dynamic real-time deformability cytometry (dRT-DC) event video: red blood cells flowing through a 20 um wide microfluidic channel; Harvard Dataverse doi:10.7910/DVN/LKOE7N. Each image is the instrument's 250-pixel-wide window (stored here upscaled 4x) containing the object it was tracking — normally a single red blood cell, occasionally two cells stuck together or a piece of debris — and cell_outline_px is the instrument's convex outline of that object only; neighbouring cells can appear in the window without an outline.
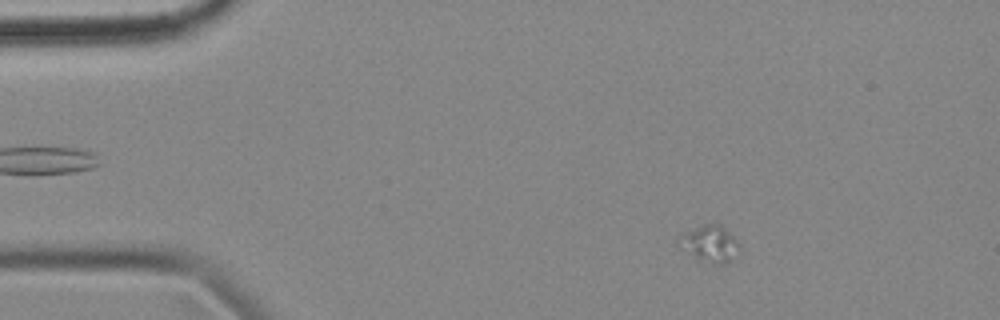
{"species": "common noctule bat (a hibernating species)", "species_latin": "Nyctalus noctula", "temperature_condition": "cold", "stored_images_in_passage": 56, "camera_frame_rate_fps": 3000, "um_per_image_px": 0.085, "animal": {"sex": "female", "body_mass_g": 18.4}, "frame": {"image": 1, "passage_image": 7, "time_ms": 2.0, "image_size_px": [1000, 320], "cell_outline_px": [[740, 252], [724, 264], [716, 264], [696, 260], [676, 244], [676, 240], [688, 232], [704, 224], [720, 224], [740, 244]], "centroid_in_image_um": [60.33, 20.76], "position_along_channel_um": 24.7, "area_um2": 12.83}}
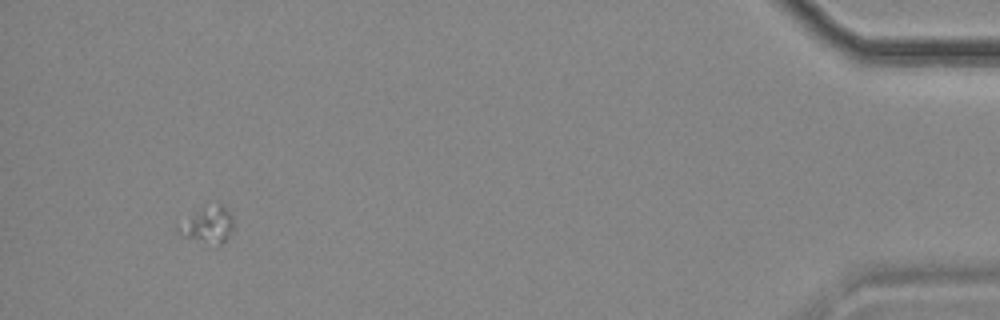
{"frame": {"image": 2, "passage_image": 53, "time_ms": 17.333, "image_size_px": [1000, 320], "cell_outline_px": [[232, 228], [228, 236], [216, 248], [184, 236], [176, 232], [176, 224], [196, 212], [220, 204], [232, 216]], "centroid_in_image_um": [17.61, 19.21], "position_along_channel_um": 417.6, "area_um2": 11.39}}